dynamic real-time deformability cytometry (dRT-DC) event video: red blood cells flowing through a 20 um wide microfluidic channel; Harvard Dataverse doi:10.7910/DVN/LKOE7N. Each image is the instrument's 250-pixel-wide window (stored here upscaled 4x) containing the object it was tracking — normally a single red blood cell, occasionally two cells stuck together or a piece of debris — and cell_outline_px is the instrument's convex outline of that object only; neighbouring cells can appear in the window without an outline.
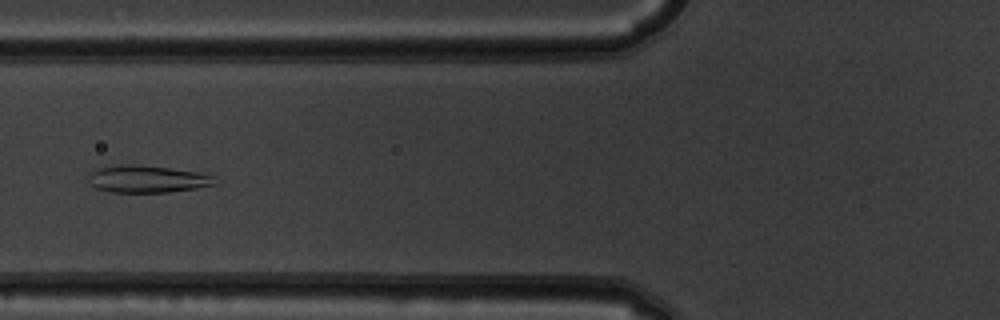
{"species": "common noctule bat (a hibernating species)", "species_latin": "Nyctalus noctula", "temperature_condition": "warm", "stored_images_in_passage": 6, "camera_frame_rate_fps": 3000, "um_per_image_px": 0.085, "animal": {"sex": "male", "body_mass_g": 19.5, "forearm_length_mm": 54.6}, "frame": {"image": 1, "passage_image": 6, "time_ms": 1.667, "image_size_px": [1000, 320], "cell_outline_px": [[216, 184], [196, 188], [168, 192], [112, 192], [96, 188], [88, 184], [88, 176], [92, 172], [100, 168], [120, 164], [132, 164], [168, 168], [196, 172], [212, 176]], "centroid_in_image_um": [12.45, 15.22], "position_along_channel_um": 113.3, "area_um2": 19.77}}